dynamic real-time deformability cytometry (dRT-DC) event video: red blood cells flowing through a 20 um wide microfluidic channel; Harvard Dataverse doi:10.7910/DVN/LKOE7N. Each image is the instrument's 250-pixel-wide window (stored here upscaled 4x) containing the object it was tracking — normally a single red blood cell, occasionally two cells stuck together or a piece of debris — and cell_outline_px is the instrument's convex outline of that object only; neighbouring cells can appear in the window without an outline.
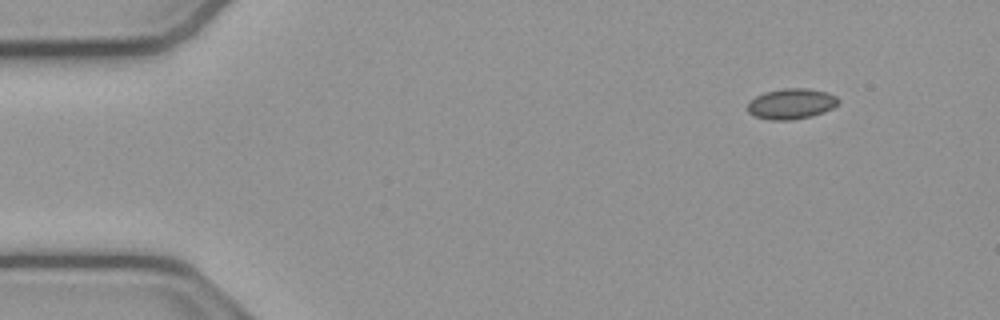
{"species": "common noctule bat (a hibernating species)", "species_latin": "Nyctalus noctula", "temperature_condition": "cold", "stored_images_in_passage": 38, "camera_frame_rate_fps": 3000, "um_per_image_px": 0.085, "animal": {"sex": "male", "body_mass_g": 23.1, "forearm_length_mm": 52.7}, "frame": {"image": 1, "passage_image": 1, "time_ms": 0.0, "image_size_px": [1000, 320], "cell_outline_px": [[840, 100], [832, 108], [824, 112], [812, 116], [792, 120], [768, 120], [756, 116], [748, 112], [748, 104], [756, 96], [764, 92], [784, 88], [808, 88], [828, 92], [836, 96]], "centroid_in_image_um": [67.28, 8.82], "position_along_channel_um": 17.7, "area_um2": 16.18}}
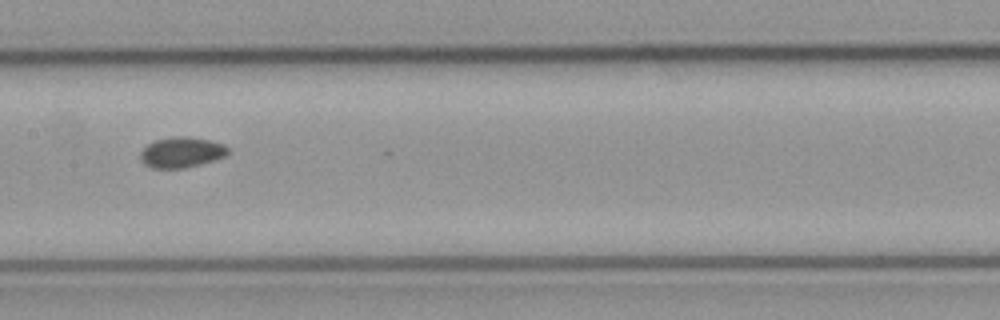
{"frame": {"image": 2, "passage_image": 22, "time_ms": 7.0, "image_size_px": [1000, 320], "cell_outline_px": [[228, 152], [224, 156], [200, 164], [184, 168], [152, 168], [144, 164], [140, 160], [140, 152], [148, 144], [156, 140], [172, 136], [188, 136], [208, 140], [224, 144], [228, 148]], "centroid_in_image_um": [15.39, 12.94], "position_along_channel_um": 192.0, "area_um2": 15.49}}
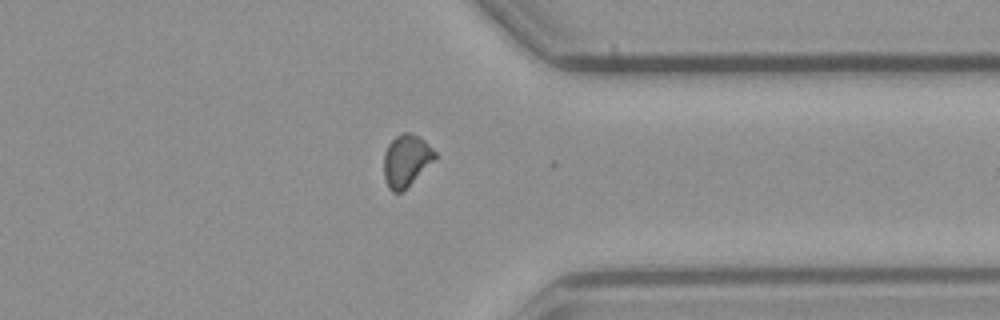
{"frame": {"image": 3, "passage_image": 37, "time_ms": 12.0, "image_size_px": [1000, 320], "cell_outline_px": [[436, 160], [400, 192], [392, 192], [388, 188], [384, 176], [384, 152], [388, 144], [400, 132], [408, 132], [424, 140], [436, 152]], "centroid_in_image_um": [34.52, 13.63], "position_along_channel_um": 376.9, "area_um2": 15.37}, "authors_computed_cell_mechanics": {"area_um2": 15.3748, "velocity_mm_per_s": 3.8134, "shape_relaxation_time_tau1_ms": null, "shape_relaxation_time_tau2_ms": 3.0848, "deformation_change_tau1": null, "deformation_change_tau2": 0.0548}}